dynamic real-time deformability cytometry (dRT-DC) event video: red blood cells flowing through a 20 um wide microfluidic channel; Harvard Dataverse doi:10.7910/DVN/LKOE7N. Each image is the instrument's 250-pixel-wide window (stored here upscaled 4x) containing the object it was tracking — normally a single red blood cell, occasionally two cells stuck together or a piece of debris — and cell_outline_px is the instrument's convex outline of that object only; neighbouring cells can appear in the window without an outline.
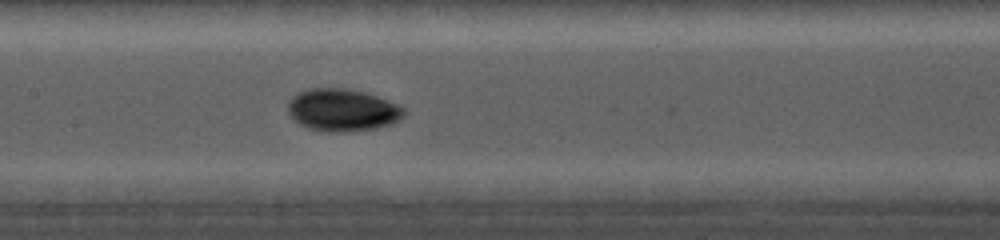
{"species": "common noctule bat (a hibernating species)", "species_latin": "Nyctalus noctula", "temperature_condition": "cold", "stored_images_in_passage": 11, "camera_frame_rate_fps": 5000, "um_per_image_px": 0.085, "animal": {"sex": "female", "body_mass_g": 19.0, "forearm_length_mm": 56.7}, "frame": {"image": 1, "passage_image": 10, "time_ms": 8.2, "image_size_px": [1000, 240], "cell_outline_px": [[404, 116], [400, 120], [392, 124], [376, 128], [344, 132], [328, 132], [308, 128], [300, 124], [288, 112], [288, 100], [296, 92], [312, 88], [344, 88], [364, 92], [376, 96], [396, 104], [404, 108]], "centroid_in_image_um": [29.09, 9.35], "position_along_channel_um": 178.3, "area_um2": 28.61}}